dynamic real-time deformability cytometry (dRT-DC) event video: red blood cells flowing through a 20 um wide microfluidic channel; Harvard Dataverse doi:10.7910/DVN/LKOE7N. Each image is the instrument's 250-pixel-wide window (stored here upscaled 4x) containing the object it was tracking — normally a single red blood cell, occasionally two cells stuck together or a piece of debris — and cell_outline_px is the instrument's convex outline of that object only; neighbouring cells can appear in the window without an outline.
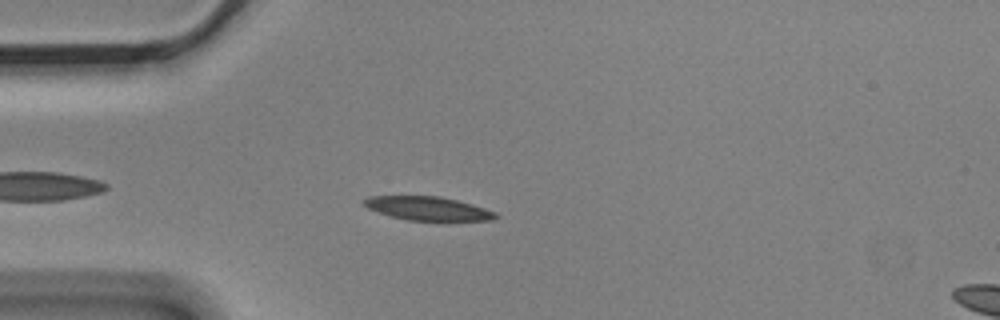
{"species": "Egyptian fruit bat (a non-hibernating species)", "species_latin": "Rousettus aegyptiacus", "temperature_condition": "cold", "stored_images_in_passage": 10, "camera_frame_rate_fps": 3000, "um_per_image_px": 0.085, "animal": {"sex": "male"}, "frame": {"image": 1, "passage_image": 4, "time_ms": 1.0, "image_size_px": [1000, 320], "cell_outline_px": [[500, 216], [492, 220], [408, 220], [392, 216], [368, 208], [364, 204], [364, 200], [368, 196], [440, 196], [472, 204], [496, 212]], "centroid_in_image_um": [36.4, 17.71], "position_along_channel_um": 48.6, "area_um2": 17.86}}
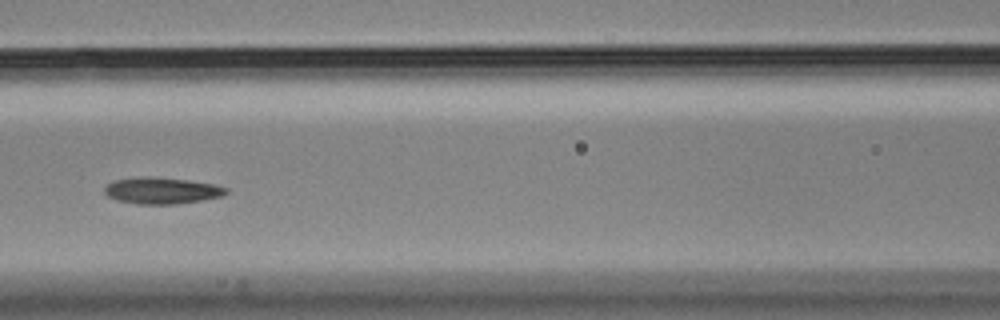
{"frame": {"image": 2, "passage_image": 7, "time_ms": 2.0, "image_size_px": [1000, 320], "cell_outline_px": [[228, 192], [224, 196], [204, 200], [176, 204], [136, 204], [116, 200], [108, 196], [104, 192], [104, 188], [108, 184], [116, 180], [148, 176], [188, 180], [216, 184], [228, 188]], "centroid_in_image_um": [13.8, 16.21], "position_along_channel_um": 152.8, "area_um2": 18.84}}
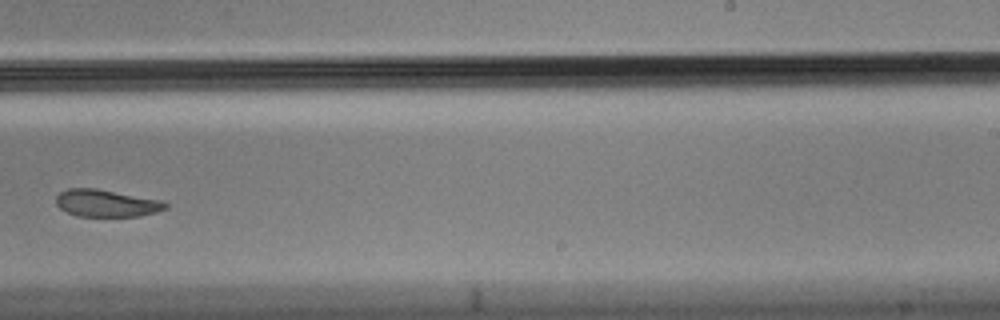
{"frame": {"image": 3, "passage_image": 10, "time_ms": 3.0, "image_size_px": [1000, 320], "cell_outline_px": [[168, 208], [156, 212], [140, 216], [76, 216], [60, 208], [56, 204], [56, 196], [60, 192], [68, 188], [96, 188], [160, 200], [168, 204]], "centroid_in_image_um": [9.03, 17.27], "position_along_channel_um": 280.0, "area_um2": 17.28}}